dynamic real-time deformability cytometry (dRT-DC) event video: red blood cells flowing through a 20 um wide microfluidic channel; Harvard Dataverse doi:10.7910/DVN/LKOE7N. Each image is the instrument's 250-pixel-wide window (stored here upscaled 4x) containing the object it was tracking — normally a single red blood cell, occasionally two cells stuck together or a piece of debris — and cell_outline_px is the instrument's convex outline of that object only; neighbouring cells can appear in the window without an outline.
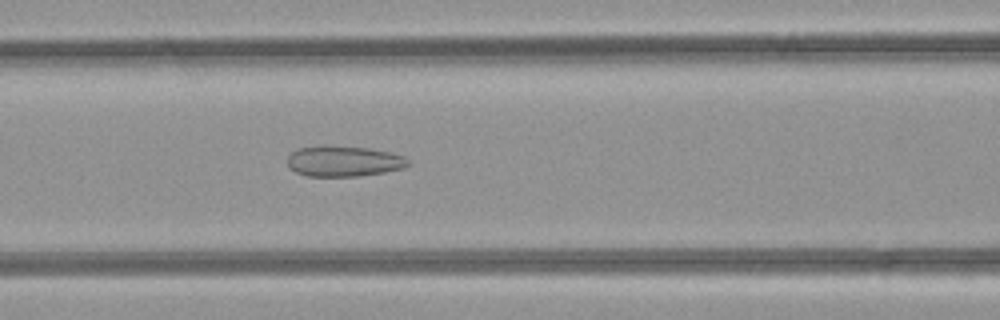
{"species": "common noctule bat (a hibernating species)", "species_latin": "Nyctalus noctula", "temperature_condition": "room temperature", "stored_images_in_passage": 50, "camera_frame_rate_fps": 3000, "um_per_image_px": 0.085, "animal": {"sex": "female", "body_mass_g": 21.9}, "frame": {"image": 1, "passage_image": 21, "time_ms": 6.667, "image_size_px": [1000, 320], "cell_outline_px": [[408, 164], [404, 168], [384, 172], [360, 176], [308, 176], [296, 172], [288, 168], [288, 156], [292, 152], [300, 148], [324, 144], [368, 148], [392, 152], [404, 156], [408, 160]], "centroid_in_image_um": [29.21, 13.69], "position_along_channel_um": 137.4, "area_um2": 21.79}}
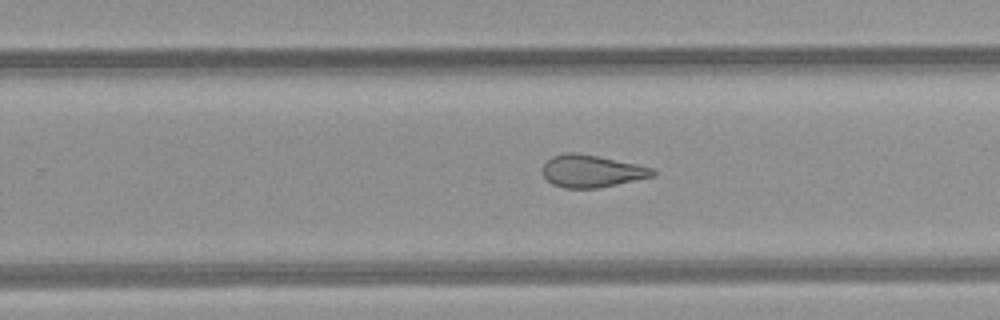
{"frame": {"image": 2, "passage_image": 31, "time_ms": 10.0, "image_size_px": [1000, 320], "cell_outline_px": [[656, 172], [652, 176], [616, 184], [596, 188], [564, 188], [552, 184], [544, 176], [544, 164], [552, 156], [568, 152], [576, 152], [636, 164], [652, 168]], "centroid_in_image_um": [50.26, 14.54], "position_along_channel_um": 279.5, "area_um2": 20.29}}
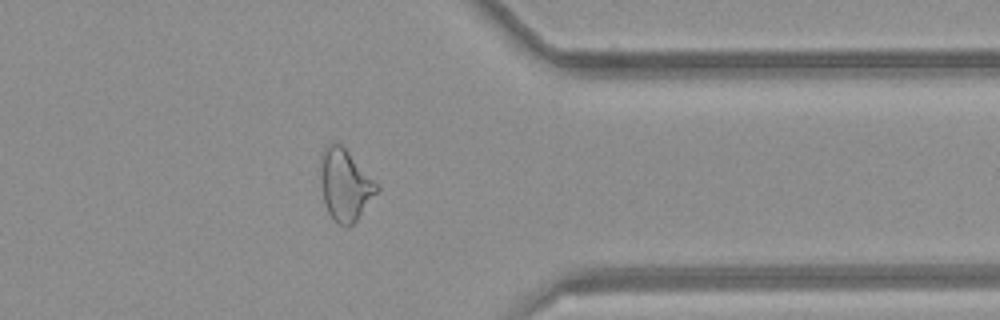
{"frame": {"image": 3, "passage_image": 39, "time_ms": 12.667, "image_size_px": [1000, 320], "cell_outline_px": [[380, 188], [356, 220], [352, 224], [340, 224], [332, 220], [328, 212], [324, 200], [320, 180], [320, 156], [328, 144], [336, 140], [380, 184]], "centroid_in_image_um": [29.33, 15.68], "position_along_channel_um": 382.1, "area_um2": 23.35}}